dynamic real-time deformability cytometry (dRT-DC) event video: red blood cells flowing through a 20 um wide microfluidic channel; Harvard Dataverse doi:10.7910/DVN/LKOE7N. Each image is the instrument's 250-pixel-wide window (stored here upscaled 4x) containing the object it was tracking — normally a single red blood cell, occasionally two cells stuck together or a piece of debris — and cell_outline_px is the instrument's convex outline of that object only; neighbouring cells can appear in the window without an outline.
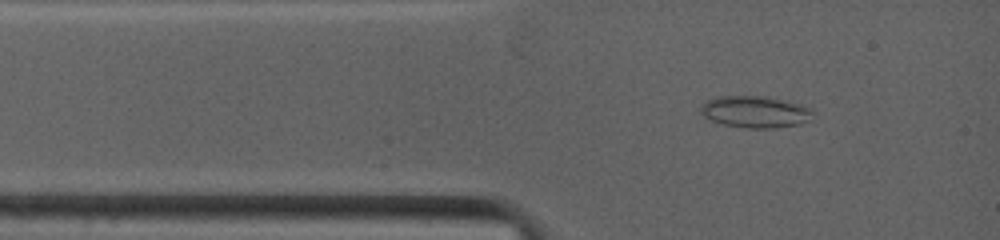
{"species": "common noctule bat (a hibernating species)", "species_latin": "Nyctalus noctula", "temperature_condition": "warm", "stored_images_in_passage": 55, "camera_frame_rate_fps": 4500, "um_per_image_px": 0.085, "animal": {"sex": "female", "body_mass_g": 19.0, "forearm_length_mm": 53.3}, "frame": {"image": 1, "passage_image": 5, "time_ms": 0.889, "image_size_px": [1000, 240], "cell_outline_px": [[812, 112], [808, 120], [800, 124], [772, 128], [744, 128], [724, 124], [712, 120], [704, 116], [700, 112], [700, 108], [708, 100], [716, 96], [768, 96], [808, 108]], "centroid_in_image_um": [64.13, 9.51], "position_along_channel_um": 20.9, "area_um2": 20.29}}
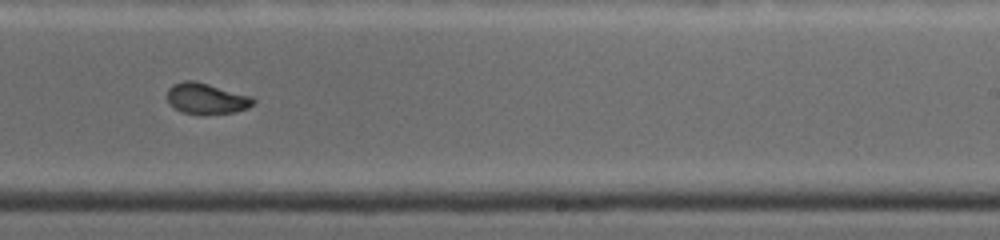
{"frame": {"image": 2, "passage_image": 26, "time_ms": 7.556, "image_size_px": [1000, 240], "cell_outline_px": [[256, 100], [248, 108], [232, 112], [180, 112], [168, 100], [168, 88], [172, 84], [184, 80], [196, 80], [252, 96]], "centroid_in_image_um": [17.55, 8.32], "position_along_channel_um": 271.4, "area_um2": 15.03}}
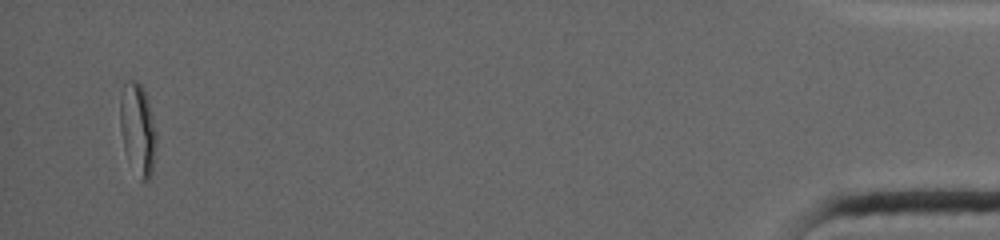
{"frame": {"image": 3, "passage_image": 48, "time_ms": 14.667, "image_size_px": [1000, 240], "cell_outline_px": [[156, 148], [152, 172], [148, 180], [140, 180], [128, 160], [124, 148], [120, 128], [120, 96], [124, 84], [128, 80], [136, 80], [144, 88], [148, 100], [156, 132]], "centroid_in_image_um": [11.7, 10.96], "position_along_channel_um": 423.5, "area_um2": 19.42}, "authors_computed_cell_mechanics": {"area_um2": 16.184, "velocity_mm_per_s": 3.9766, "shape_relaxation_time_tau1_ms": null, "shape_relaxation_time_tau2_ms": 0.8841, "deformation_change_tau1": null, "deformation_change_tau2": 0.0509}}